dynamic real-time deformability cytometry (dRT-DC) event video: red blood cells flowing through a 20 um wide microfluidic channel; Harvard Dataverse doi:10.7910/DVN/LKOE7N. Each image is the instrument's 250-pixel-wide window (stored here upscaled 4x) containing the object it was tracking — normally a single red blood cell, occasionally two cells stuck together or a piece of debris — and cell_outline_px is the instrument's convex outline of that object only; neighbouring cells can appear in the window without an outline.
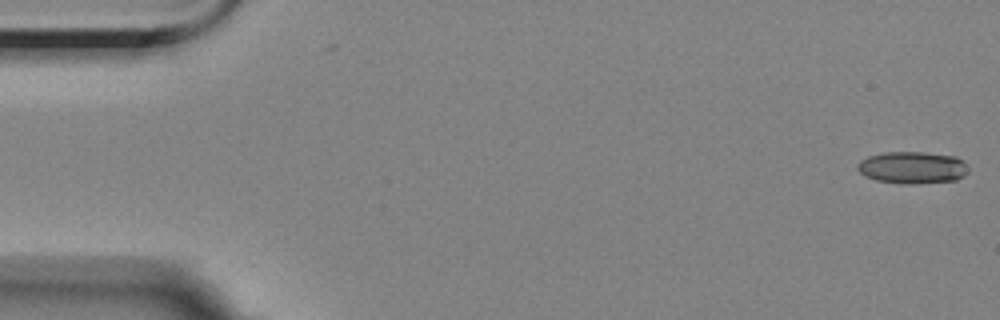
{"species": "Egyptian fruit bat (a non-hibernating species)", "species_latin": "Rousettus aegyptiacus", "temperature_condition": "room temperature", "stored_images_in_passage": 50, "camera_frame_rate_fps": 3000, "um_per_image_px": 0.085, "animal": {"sex": "female"}, "frame": {"image": 1, "passage_image": 1, "time_ms": 0.0, "image_size_px": [1000, 320], "cell_outline_px": [[968, 172], [964, 176], [956, 180], [912, 184], [904, 184], [876, 180], [864, 176], [856, 168], [856, 164], [860, 160], [868, 156], [884, 152], [924, 152], [956, 156], [968, 168]], "centroid_in_image_um": [77.52, 14.24], "position_along_channel_um": 7.5, "area_um2": 20.81}}
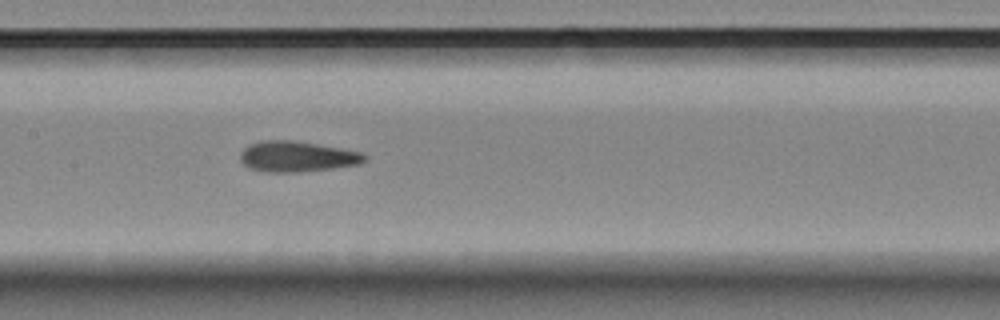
{"frame": {"image": 2, "passage_image": 27, "time_ms": 8.667, "image_size_px": [1000, 320], "cell_outline_px": [[368, 160], [360, 164], [332, 168], [296, 172], [268, 172], [248, 168], [240, 160], [240, 152], [248, 144], [260, 140], [296, 140], [340, 148], [360, 152], [368, 156]], "centroid_in_image_um": [25.23, 13.29], "position_along_channel_um": 182.2, "area_um2": 22.37}}
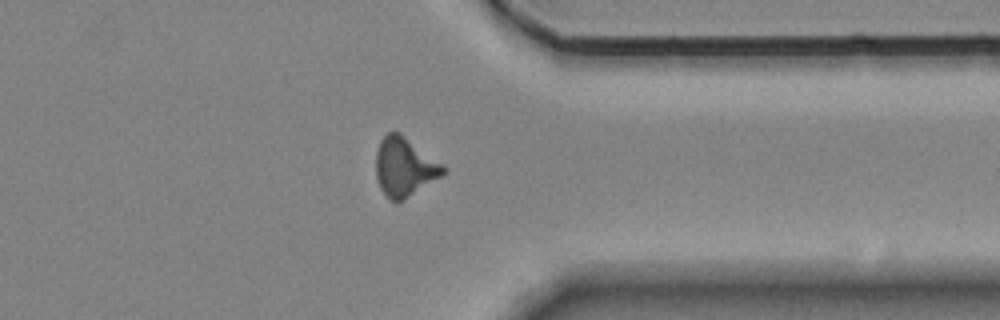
{"frame": {"image": 3, "passage_image": 44, "time_ms": 14.333, "image_size_px": [1000, 320], "cell_outline_px": [[448, 172], [404, 200], [396, 204], [380, 188], [376, 176], [376, 152], [380, 140], [388, 132], [400, 132], [444, 164], [448, 168]], "centroid_in_image_um": [34.42, 14.19], "position_along_channel_um": 377.0, "area_um2": 23.35}, "authors_computed_cell_mechanics": {"area_um2": 21.7617, "velocity_mm_per_s": 3.5492, "shape_relaxation_time_tau1_ms": 8.0455, "shape_relaxation_time_tau2_ms": 1.9727, "deformation_change_tau1": 0.2057, "deformation_change_tau2": 0.1141}}